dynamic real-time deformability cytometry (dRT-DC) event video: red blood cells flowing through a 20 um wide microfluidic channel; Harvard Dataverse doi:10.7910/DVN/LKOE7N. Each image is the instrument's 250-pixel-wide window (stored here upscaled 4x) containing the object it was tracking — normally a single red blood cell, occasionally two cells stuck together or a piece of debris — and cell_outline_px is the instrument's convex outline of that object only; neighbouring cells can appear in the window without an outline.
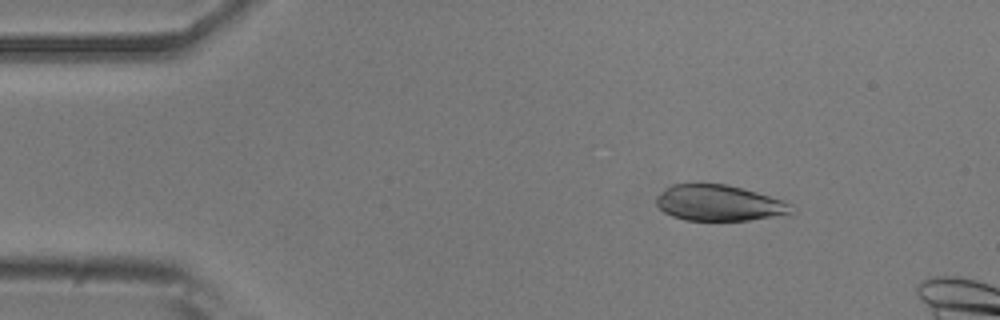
{"species": "common noctule bat (a hibernating species)", "species_latin": "Nyctalus noctula", "temperature_condition": "room temperature", "stored_images_in_passage": 14, "camera_frame_rate_fps": 3000, "um_per_image_px": 0.085, "animal": {"sex": "male", "body_mass_g": 20.5, "forearm_length_mm": 52.5}, "frame": {"image": 1, "passage_image": 7, "time_ms": 2.0, "image_size_px": [1000, 320], "cell_outline_px": [[792, 216], [748, 220], [684, 220], [672, 216], [664, 212], [656, 204], [656, 196], [664, 188], [672, 184], [724, 184], [756, 192], [784, 200], [792, 204]], "centroid_in_image_um": [61.16, 17.27], "position_along_channel_um": 23.8, "area_um2": 28.55}}